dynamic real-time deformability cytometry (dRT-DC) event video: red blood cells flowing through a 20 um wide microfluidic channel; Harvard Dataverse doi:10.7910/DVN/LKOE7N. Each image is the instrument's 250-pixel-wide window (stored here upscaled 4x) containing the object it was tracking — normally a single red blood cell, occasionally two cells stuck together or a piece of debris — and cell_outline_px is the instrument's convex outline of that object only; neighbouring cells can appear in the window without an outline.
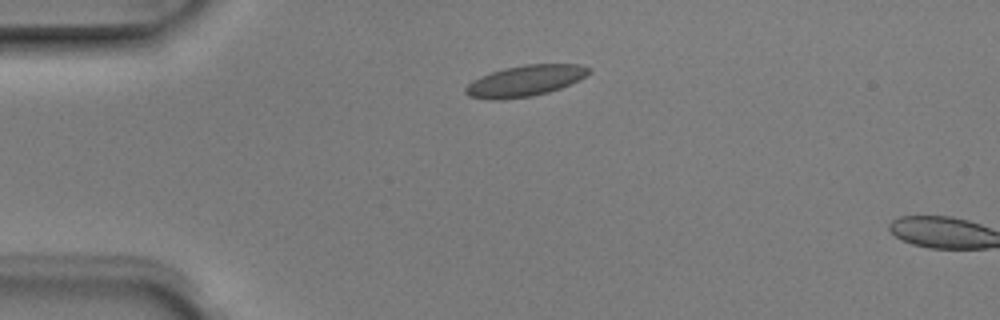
{"species": "Egyptian fruit bat (a non-hibernating species)", "species_latin": "Rousettus aegyptiacus", "temperature_condition": "room temperature", "stored_images_in_passage": 4, "camera_frame_rate_fps": 3000, "um_per_image_px": 0.085, "animal": {"sex": "male"}, "frame": {"image": 1, "passage_image": 4, "time_ms": 1.0, "image_size_px": [1000, 320], "cell_outline_px": [[592, 72], [580, 80], [560, 88], [548, 92], [532, 96], [500, 100], [488, 100], [468, 96], [464, 92], [464, 88], [472, 80], [480, 76], [504, 68], [524, 64], [580, 64], [592, 68]], "centroid_in_image_um": [44.64, 6.87], "position_along_channel_um": 40.4, "area_um2": 22.6}}